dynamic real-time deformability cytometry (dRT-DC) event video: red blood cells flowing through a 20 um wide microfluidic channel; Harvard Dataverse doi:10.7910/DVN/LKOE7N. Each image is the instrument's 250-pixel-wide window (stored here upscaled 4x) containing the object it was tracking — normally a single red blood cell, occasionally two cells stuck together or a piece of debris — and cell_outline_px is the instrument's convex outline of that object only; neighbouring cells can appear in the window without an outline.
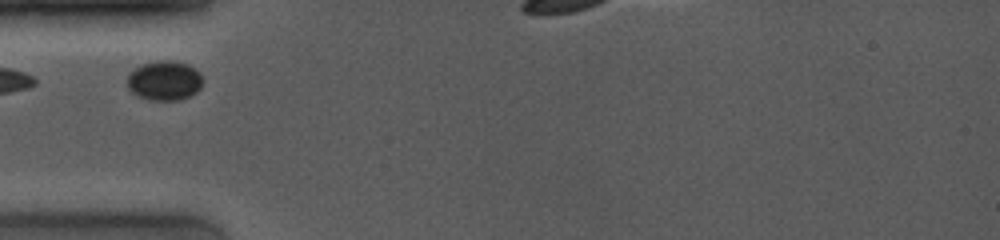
{"species": "common noctule bat (a hibernating species)", "species_latin": "Nyctalus noctula", "temperature_condition": "room temperature", "stored_images_in_passage": 33, "camera_frame_rate_fps": 4000, "um_per_image_px": 0.085, "animal": {"sex": "female", "body_mass_g": 19.0, "forearm_length_mm": 53.3}, "frame": {"image": 1, "passage_image": 1, "time_ms": 0.0, "image_size_px": [1000, 240], "cell_outline_px": [[200, 88], [192, 96], [180, 100], [148, 100], [136, 96], [128, 88], [128, 72], [144, 64], [160, 60], [168, 60], [188, 64], [200, 72]], "centroid_in_image_um": [13.96, 6.87], "position_along_channel_um": 71.0, "area_um2": 17.4}}